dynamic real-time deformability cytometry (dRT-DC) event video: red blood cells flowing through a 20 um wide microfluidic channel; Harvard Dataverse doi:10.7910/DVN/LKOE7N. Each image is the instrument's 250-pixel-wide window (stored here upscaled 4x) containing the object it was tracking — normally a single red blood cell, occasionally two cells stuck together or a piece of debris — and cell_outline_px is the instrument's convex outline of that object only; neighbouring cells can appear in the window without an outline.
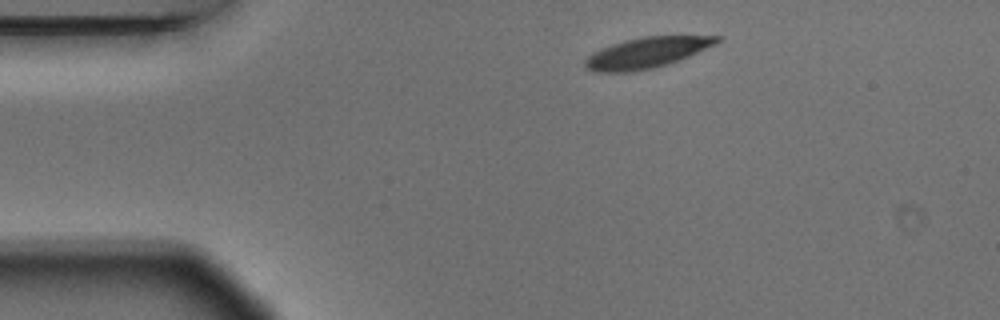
{"species": "Egyptian fruit bat (a non-hibernating species)", "species_latin": "Rousettus aegyptiacus", "temperature_condition": "warm", "stored_images_in_passage": 7, "camera_frame_rate_fps": 3000, "um_per_image_px": 0.085, "animal": {"sex": "male"}, "frame": {"image": 1, "passage_image": 1, "time_ms": 0.0, "image_size_px": [1000, 320], "cell_outline_px": [[720, 40], [716, 44], [688, 56], [668, 64], [652, 68], [628, 72], [596, 72], [588, 68], [584, 64], [584, 60], [588, 56], [612, 44], [624, 40], [640, 36], [720, 36]], "centroid_in_image_um": [54.97, 4.47], "position_along_channel_um": 30.0, "area_um2": 23.18}}
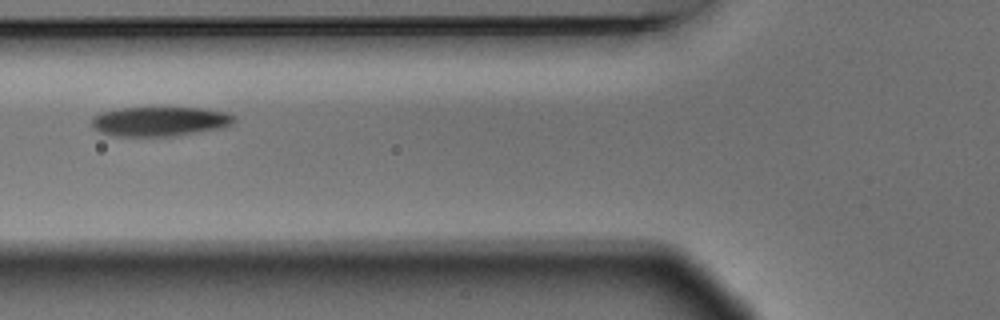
{"frame": {"image": 2, "passage_image": 4, "time_ms": 1.0, "image_size_px": [1000, 320], "cell_outline_px": [[236, 120], [232, 124], [224, 128], [176, 136], [116, 136], [100, 132], [92, 124], [92, 116], [100, 112], [120, 108], [200, 108], [228, 112], [236, 116]], "centroid_in_image_um": [13.64, 10.32], "position_along_channel_um": 112.2, "area_um2": 24.68}}
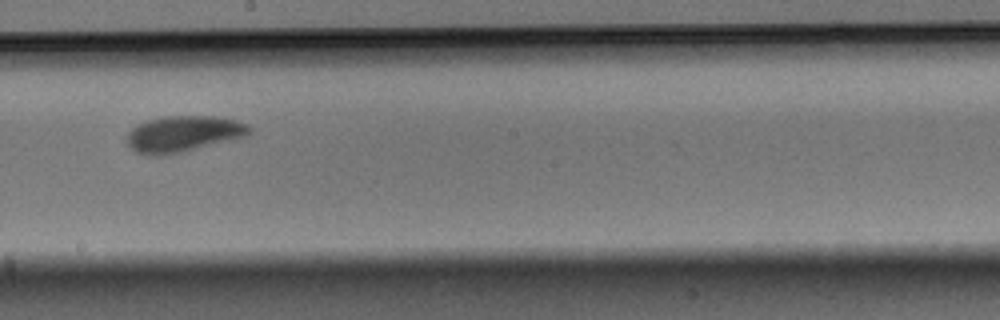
{"frame": {"image": 3, "passage_image": 7, "time_ms": 2.0, "image_size_px": [1000, 320], "cell_outline_px": [[252, 132], [248, 136], [188, 152], [164, 156], [152, 156], [136, 152], [128, 144], [128, 132], [132, 128], [148, 120], [168, 116], [216, 116], [236, 120], [248, 124], [252, 128]], "centroid_in_image_um": [15.66, 11.4], "position_along_channel_um": 232.5, "area_um2": 26.24}}